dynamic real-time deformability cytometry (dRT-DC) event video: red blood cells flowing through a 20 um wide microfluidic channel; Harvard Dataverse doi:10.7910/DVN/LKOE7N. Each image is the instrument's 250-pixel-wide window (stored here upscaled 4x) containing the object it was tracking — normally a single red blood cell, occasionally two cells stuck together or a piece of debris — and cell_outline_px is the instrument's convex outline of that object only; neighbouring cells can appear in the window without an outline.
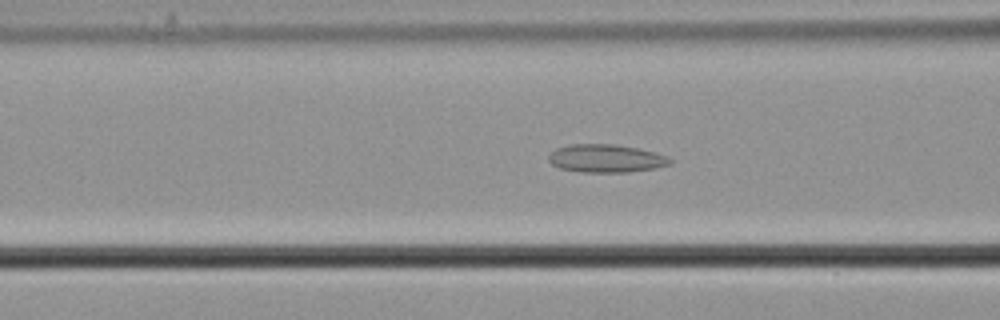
{"species": "common noctule bat (a hibernating species)", "species_latin": "Nyctalus noctula", "temperature_condition": "cold", "stored_images_in_passage": 40, "camera_frame_rate_fps": 3000, "um_per_image_px": 0.085, "animal": {"sex": "male", "body_mass_g": 21.5, "forearm_length_mm": 52.0}, "frame": {"image": 1, "passage_image": 16, "time_ms": 5.0, "image_size_px": [1000, 320], "cell_outline_px": [[672, 164], [656, 168], [628, 172], [580, 172], [560, 168], [552, 164], [548, 160], [548, 156], [556, 148], [568, 144], [616, 144], [640, 148], [656, 152], [668, 156], [672, 160]], "centroid_in_image_um": [51.54, 13.46], "position_along_channel_um": 115.1, "area_um2": 20.11}}
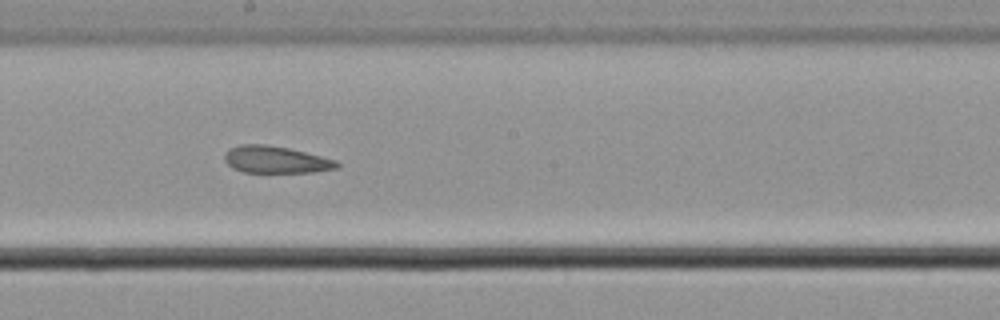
{"frame": {"image": 2, "passage_image": 25, "time_ms": 8.0, "image_size_px": [1000, 320], "cell_outline_px": [[340, 164], [336, 168], [312, 172], [244, 172], [232, 168], [224, 160], [224, 156], [228, 148], [240, 144], [264, 144], [288, 148], [336, 160]], "centroid_in_image_um": [23.39, 13.56], "position_along_channel_um": 224.8, "area_um2": 17.57}}
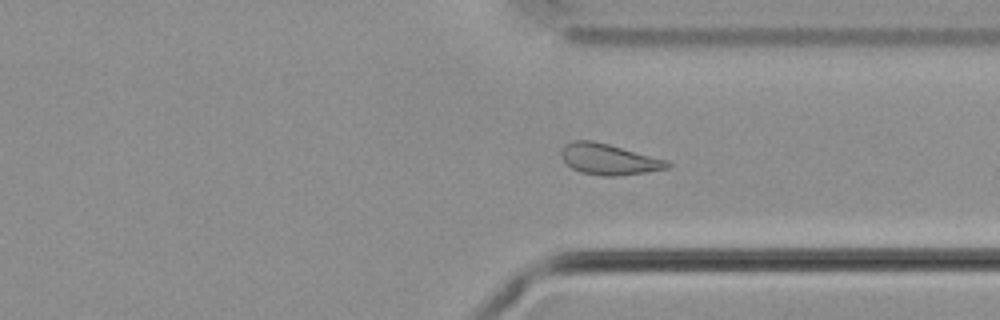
{"frame": {"image": 3, "passage_image": 36, "time_ms": 11.667, "image_size_px": [1000, 320], "cell_outline_px": [[672, 164], [668, 168], [644, 172], [616, 176], [600, 176], [580, 172], [572, 168], [564, 160], [560, 152], [572, 140], [592, 140], [608, 144], [668, 160]], "centroid_in_image_um": [51.77, 13.54], "position_along_channel_um": 359.6, "area_um2": 18.9}, "authors_computed_cell_mechanics": {"area_um2": 19.0451, "velocity_mm_per_s": 3.6546, "shape_relaxation_time_tau1_ms": null, "shape_relaxation_time_tau2_ms": 2.1022, "deformation_change_tau1": null, "deformation_change_tau2": 0.0689}}